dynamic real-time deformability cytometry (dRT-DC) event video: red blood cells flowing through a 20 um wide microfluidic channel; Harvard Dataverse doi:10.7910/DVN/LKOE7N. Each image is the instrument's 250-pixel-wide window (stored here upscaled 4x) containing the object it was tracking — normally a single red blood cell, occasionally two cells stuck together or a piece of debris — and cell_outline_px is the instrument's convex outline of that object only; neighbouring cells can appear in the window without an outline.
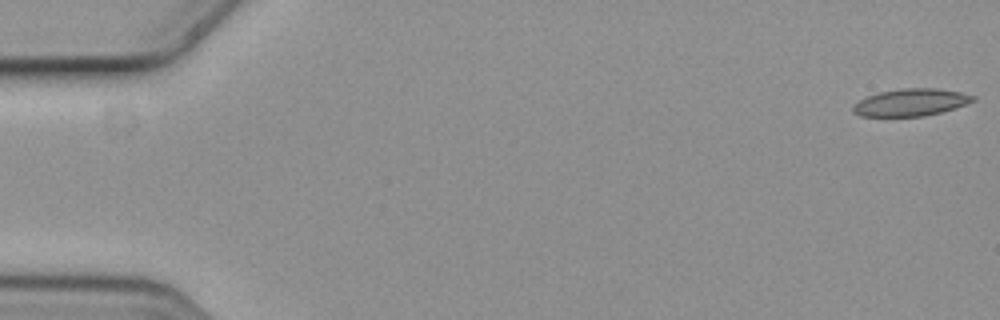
{"species": "common noctule bat (a hibernating species)", "species_latin": "Nyctalus noctula", "temperature_condition": "cold", "stored_images_in_passage": 3, "camera_frame_rate_fps": 3000, "um_per_image_px": 0.085, "animal": {"sex": "female", "body_mass_g": 19.3, "forearm_length_mm": 54.1}, "frame": {"image": 1, "passage_image": 1, "time_ms": 0.0, "image_size_px": [1000, 320], "cell_outline_px": [[976, 100], [956, 108], [924, 116], [860, 116], [852, 112], [852, 104], [868, 96], [880, 92], [900, 88], [936, 88], [960, 92], [976, 96]], "centroid_in_image_um": [77.42, 8.7], "position_along_channel_um": 7.6, "area_um2": 19.07}}